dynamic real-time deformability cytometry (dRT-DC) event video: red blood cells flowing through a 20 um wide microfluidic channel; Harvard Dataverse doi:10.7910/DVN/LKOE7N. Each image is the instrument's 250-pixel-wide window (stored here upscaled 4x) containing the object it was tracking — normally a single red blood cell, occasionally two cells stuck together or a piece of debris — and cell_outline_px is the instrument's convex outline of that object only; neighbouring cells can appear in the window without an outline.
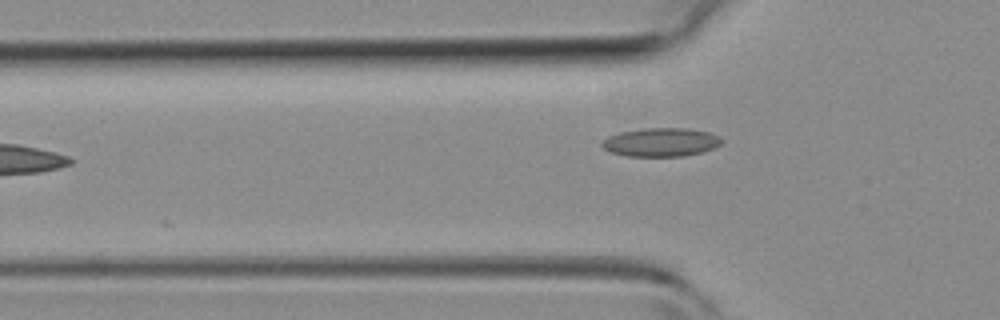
{"species": "common noctule bat (a hibernating species)", "species_latin": "Nyctalus noctula", "temperature_condition": "room temperature", "stored_images_in_passage": 6, "camera_frame_rate_fps": 3000, "um_per_image_px": 0.085, "animal": {"sex": "female", "body_mass_g": 19.3, "forearm_length_mm": 54.1}, "frame": {"image": 1, "passage_image": 6, "time_ms": 5.667, "image_size_px": [1000, 320], "cell_outline_px": [[724, 140], [720, 144], [712, 148], [700, 152], [684, 156], [624, 156], [612, 152], [604, 148], [600, 144], [608, 136], [620, 132], [644, 128], [688, 128], [708, 132], [720, 136]], "centroid_in_image_um": [56.18, 12.08], "position_along_channel_um": 69.6, "area_um2": 19.88}}